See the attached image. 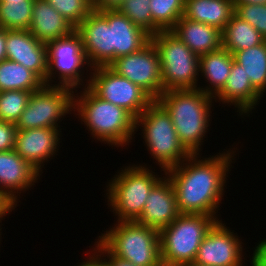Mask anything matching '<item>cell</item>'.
I'll return each instance as SVG.
<instances>
[{
	"mask_svg": "<svg viewBox=\"0 0 266 266\" xmlns=\"http://www.w3.org/2000/svg\"><path fill=\"white\" fill-rule=\"evenodd\" d=\"M234 153L226 150L204 160L197 159L200 154H191L179 165L165 171L173 184L180 213L204 214L219 220L216 213Z\"/></svg>",
	"mask_w": 266,
	"mask_h": 266,
	"instance_id": "cell-1",
	"label": "cell"
},
{
	"mask_svg": "<svg viewBox=\"0 0 266 266\" xmlns=\"http://www.w3.org/2000/svg\"><path fill=\"white\" fill-rule=\"evenodd\" d=\"M213 100L199 89L164 91L156 100L169 114L180 143L190 154L200 153Z\"/></svg>",
	"mask_w": 266,
	"mask_h": 266,
	"instance_id": "cell-2",
	"label": "cell"
},
{
	"mask_svg": "<svg viewBox=\"0 0 266 266\" xmlns=\"http://www.w3.org/2000/svg\"><path fill=\"white\" fill-rule=\"evenodd\" d=\"M79 94H74L73 111L76 110L92 138L122 148L131 142L136 133L135 118L128 111L99 98L88 86Z\"/></svg>",
	"mask_w": 266,
	"mask_h": 266,
	"instance_id": "cell-3",
	"label": "cell"
},
{
	"mask_svg": "<svg viewBox=\"0 0 266 266\" xmlns=\"http://www.w3.org/2000/svg\"><path fill=\"white\" fill-rule=\"evenodd\" d=\"M217 220L204 214L180 213L159 231L162 266H185L194 262L205 235Z\"/></svg>",
	"mask_w": 266,
	"mask_h": 266,
	"instance_id": "cell-4",
	"label": "cell"
},
{
	"mask_svg": "<svg viewBox=\"0 0 266 266\" xmlns=\"http://www.w3.org/2000/svg\"><path fill=\"white\" fill-rule=\"evenodd\" d=\"M115 256L136 266H162L159 231L135 221H121L98 237Z\"/></svg>",
	"mask_w": 266,
	"mask_h": 266,
	"instance_id": "cell-5",
	"label": "cell"
},
{
	"mask_svg": "<svg viewBox=\"0 0 266 266\" xmlns=\"http://www.w3.org/2000/svg\"><path fill=\"white\" fill-rule=\"evenodd\" d=\"M139 126L143 129L144 143L161 171L179 165L191 155L180 143L169 114L156 100L135 119V131Z\"/></svg>",
	"mask_w": 266,
	"mask_h": 266,
	"instance_id": "cell-6",
	"label": "cell"
},
{
	"mask_svg": "<svg viewBox=\"0 0 266 266\" xmlns=\"http://www.w3.org/2000/svg\"><path fill=\"white\" fill-rule=\"evenodd\" d=\"M118 173L106 189L107 202H110L108 205L118 215V222L135 221L142 214L150 191L162 177L140 164L129 165Z\"/></svg>",
	"mask_w": 266,
	"mask_h": 266,
	"instance_id": "cell-7",
	"label": "cell"
},
{
	"mask_svg": "<svg viewBox=\"0 0 266 266\" xmlns=\"http://www.w3.org/2000/svg\"><path fill=\"white\" fill-rule=\"evenodd\" d=\"M150 41L159 55L163 92L198 89L199 56L170 30L160 31Z\"/></svg>",
	"mask_w": 266,
	"mask_h": 266,
	"instance_id": "cell-8",
	"label": "cell"
},
{
	"mask_svg": "<svg viewBox=\"0 0 266 266\" xmlns=\"http://www.w3.org/2000/svg\"><path fill=\"white\" fill-rule=\"evenodd\" d=\"M74 93L76 92L72 88L66 86L48 85L32 92L25 110L15 124L17 130L58 129L60 126L57 122L74 109Z\"/></svg>",
	"mask_w": 266,
	"mask_h": 266,
	"instance_id": "cell-9",
	"label": "cell"
},
{
	"mask_svg": "<svg viewBox=\"0 0 266 266\" xmlns=\"http://www.w3.org/2000/svg\"><path fill=\"white\" fill-rule=\"evenodd\" d=\"M46 45L48 57L46 85L66 86L77 91L76 89L82 85L84 80L81 77L85 73L83 72L84 64L90 67L80 34L74 30L69 35L54 39ZM54 74L59 80L58 84H51L57 83L52 80V78L56 79Z\"/></svg>",
	"mask_w": 266,
	"mask_h": 266,
	"instance_id": "cell-10",
	"label": "cell"
},
{
	"mask_svg": "<svg viewBox=\"0 0 266 266\" xmlns=\"http://www.w3.org/2000/svg\"><path fill=\"white\" fill-rule=\"evenodd\" d=\"M89 87L99 98L123 107L135 119L154 101L143 89L118 75L109 66L90 69Z\"/></svg>",
	"mask_w": 266,
	"mask_h": 266,
	"instance_id": "cell-11",
	"label": "cell"
},
{
	"mask_svg": "<svg viewBox=\"0 0 266 266\" xmlns=\"http://www.w3.org/2000/svg\"><path fill=\"white\" fill-rule=\"evenodd\" d=\"M109 67L143 89L153 100L163 92L161 64L153 43L141 50L115 59Z\"/></svg>",
	"mask_w": 266,
	"mask_h": 266,
	"instance_id": "cell-12",
	"label": "cell"
},
{
	"mask_svg": "<svg viewBox=\"0 0 266 266\" xmlns=\"http://www.w3.org/2000/svg\"><path fill=\"white\" fill-rule=\"evenodd\" d=\"M222 220L216 221L205 235L194 263L204 266H242V241Z\"/></svg>",
	"mask_w": 266,
	"mask_h": 266,
	"instance_id": "cell-13",
	"label": "cell"
},
{
	"mask_svg": "<svg viewBox=\"0 0 266 266\" xmlns=\"http://www.w3.org/2000/svg\"><path fill=\"white\" fill-rule=\"evenodd\" d=\"M54 128L17 130L14 150L42 173L44 162L52 159L59 149L60 131ZM58 147V148H57ZM43 164V165H42Z\"/></svg>",
	"mask_w": 266,
	"mask_h": 266,
	"instance_id": "cell-14",
	"label": "cell"
},
{
	"mask_svg": "<svg viewBox=\"0 0 266 266\" xmlns=\"http://www.w3.org/2000/svg\"><path fill=\"white\" fill-rule=\"evenodd\" d=\"M7 59L35 72L46 85L47 45L36 39L29 30H7Z\"/></svg>",
	"mask_w": 266,
	"mask_h": 266,
	"instance_id": "cell-15",
	"label": "cell"
},
{
	"mask_svg": "<svg viewBox=\"0 0 266 266\" xmlns=\"http://www.w3.org/2000/svg\"><path fill=\"white\" fill-rule=\"evenodd\" d=\"M163 178L150 191L142 214L136 220L158 231L169 226L180 214L173 184L167 176Z\"/></svg>",
	"mask_w": 266,
	"mask_h": 266,
	"instance_id": "cell-16",
	"label": "cell"
},
{
	"mask_svg": "<svg viewBox=\"0 0 266 266\" xmlns=\"http://www.w3.org/2000/svg\"><path fill=\"white\" fill-rule=\"evenodd\" d=\"M150 37L118 9L108 10L109 65L119 57L141 50Z\"/></svg>",
	"mask_w": 266,
	"mask_h": 266,
	"instance_id": "cell-17",
	"label": "cell"
},
{
	"mask_svg": "<svg viewBox=\"0 0 266 266\" xmlns=\"http://www.w3.org/2000/svg\"><path fill=\"white\" fill-rule=\"evenodd\" d=\"M40 175L14 149L0 152V191L15 205L19 200L18 194L35 185Z\"/></svg>",
	"mask_w": 266,
	"mask_h": 266,
	"instance_id": "cell-18",
	"label": "cell"
},
{
	"mask_svg": "<svg viewBox=\"0 0 266 266\" xmlns=\"http://www.w3.org/2000/svg\"><path fill=\"white\" fill-rule=\"evenodd\" d=\"M75 30L82 38L90 68L109 66L108 10H93Z\"/></svg>",
	"mask_w": 266,
	"mask_h": 266,
	"instance_id": "cell-19",
	"label": "cell"
},
{
	"mask_svg": "<svg viewBox=\"0 0 266 266\" xmlns=\"http://www.w3.org/2000/svg\"><path fill=\"white\" fill-rule=\"evenodd\" d=\"M263 97L251 84L243 71V67L233 61L231 72L224 88L214 96L223 104H232L238 108L240 116L248 115Z\"/></svg>",
	"mask_w": 266,
	"mask_h": 266,
	"instance_id": "cell-20",
	"label": "cell"
},
{
	"mask_svg": "<svg viewBox=\"0 0 266 266\" xmlns=\"http://www.w3.org/2000/svg\"><path fill=\"white\" fill-rule=\"evenodd\" d=\"M75 30V27L64 18L47 0H34L32 21L29 31L40 42H48L65 37Z\"/></svg>",
	"mask_w": 266,
	"mask_h": 266,
	"instance_id": "cell-21",
	"label": "cell"
},
{
	"mask_svg": "<svg viewBox=\"0 0 266 266\" xmlns=\"http://www.w3.org/2000/svg\"><path fill=\"white\" fill-rule=\"evenodd\" d=\"M195 54L201 56L222 47V31L182 16L170 30Z\"/></svg>",
	"mask_w": 266,
	"mask_h": 266,
	"instance_id": "cell-22",
	"label": "cell"
},
{
	"mask_svg": "<svg viewBox=\"0 0 266 266\" xmlns=\"http://www.w3.org/2000/svg\"><path fill=\"white\" fill-rule=\"evenodd\" d=\"M233 61V54L223 47L199 56V73L209 85L204 88L199 86L198 89L213 97L216 96L227 83Z\"/></svg>",
	"mask_w": 266,
	"mask_h": 266,
	"instance_id": "cell-23",
	"label": "cell"
},
{
	"mask_svg": "<svg viewBox=\"0 0 266 266\" xmlns=\"http://www.w3.org/2000/svg\"><path fill=\"white\" fill-rule=\"evenodd\" d=\"M234 11V0H185L183 16L223 31Z\"/></svg>",
	"mask_w": 266,
	"mask_h": 266,
	"instance_id": "cell-24",
	"label": "cell"
},
{
	"mask_svg": "<svg viewBox=\"0 0 266 266\" xmlns=\"http://www.w3.org/2000/svg\"><path fill=\"white\" fill-rule=\"evenodd\" d=\"M266 39L248 22L235 13L222 31V47L234 54L262 44Z\"/></svg>",
	"mask_w": 266,
	"mask_h": 266,
	"instance_id": "cell-25",
	"label": "cell"
},
{
	"mask_svg": "<svg viewBox=\"0 0 266 266\" xmlns=\"http://www.w3.org/2000/svg\"><path fill=\"white\" fill-rule=\"evenodd\" d=\"M44 81L32 70L11 60L0 62V92L22 90L35 92L44 86Z\"/></svg>",
	"mask_w": 266,
	"mask_h": 266,
	"instance_id": "cell-26",
	"label": "cell"
},
{
	"mask_svg": "<svg viewBox=\"0 0 266 266\" xmlns=\"http://www.w3.org/2000/svg\"><path fill=\"white\" fill-rule=\"evenodd\" d=\"M233 57L243 67L252 86L263 96L266 91V40L255 47L235 52Z\"/></svg>",
	"mask_w": 266,
	"mask_h": 266,
	"instance_id": "cell-27",
	"label": "cell"
},
{
	"mask_svg": "<svg viewBox=\"0 0 266 266\" xmlns=\"http://www.w3.org/2000/svg\"><path fill=\"white\" fill-rule=\"evenodd\" d=\"M153 35L169 31L184 15L185 0H150Z\"/></svg>",
	"mask_w": 266,
	"mask_h": 266,
	"instance_id": "cell-28",
	"label": "cell"
},
{
	"mask_svg": "<svg viewBox=\"0 0 266 266\" xmlns=\"http://www.w3.org/2000/svg\"><path fill=\"white\" fill-rule=\"evenodd\" d=\"M34 0L20 3L0 2V27L7 30H29Z\"/></svg>",
	"mask_w": 266,
	"mask_h": 266,
	"instance_id": "cell-29",
	"label": "cell"
},
{
	"mask_svg": "<svg viewBox=\"0 0 266 266\" xmlns=\"http://www.w3.org/2000/svg\"><path fill=\"white\" fill-rule=\"evenodd\" d=\"M31 94L30 91L22 90L0 92V120L16 124Z\"/></svg>",
	"mask_w": 266,
	"mask_h": 266,
	"instance_id": "cell-30",
	"label": "cell"
},
{
	"mask_svg": "<svg viewBox=\"0 0 266 266\" xmlns=\"http://www.w3.org/2000/svg\"><path fill=\"white\" fill-rule=\"evenodd\" d=\"M150 0H124L118 10L136 26L153 36Z\"/></svg>",
	"mask_w": 266,
	"mask_h": 266,
	"instance_id": "cell-31",
	"label": "cell"
},
{
	"mask_svg": "<svg viewBox=\"0 0 266 266\" xmlns=\"http://www.w3.org/2000/svg\"><path fill=\"white\" fill-rule=\"evenodd\" d=\"M75 28L94 10L93 0H47Z\"/></svg>",
	"mask_w": 266,
	"mask_h": 266,
	"instance_id": "cell-32",
	"label": "cell"
},
{
	"mask_svg": "<svg viewBox=\"0 0 266 266\" xmlns=\"http://www.w3.org/2000/svg\"><path fill=\"white\" fill-rule=\"evenodd\" d=\"M234 13L266 39V4L234 3Z\"/></svg>",
	"mask_w": 266,
	"mask_h": 266,
	"instance_id": "cell-33",
	"label": "cell"
},
{
	"mask_svg": "<svg viewBox=\"0 0 266 266\" xmlns=\"http://www.w3.org/2000/svg\"><path fill=\"white\" fill-rule=\"evenodd\" d=\"M16 132L15 123L0 120V152L14 149Z\"/></svg>",
	"mask_w": 266,
	"mask_h": 266,
	"instance_id": "cell-34",
	"label": "cell"
},
{
	"mask_svg": "<svg viewBox=\"0 0 266 266\" xmlns=\"http://www.w3.org/2000/svg\"><path fill=\"white\" fill-rule=\"evenodd\" d=\"M93 251L106 263L107 266H136L128 260L113 255L99 240L95 242ZM98 251V252H97ZM107 254V255H106ZM102 255V256H101ZM103 257H107L103 258Z\"/></svg>",
	"mask_w": 266,
	"mask_h": 266,
	"instance_id": "cell-35",
	"label": "cell"
},
{
	"mask_svg": "<svg viewBox=\"0 0 266 266\" xmlns=\"http://www.w3.org/2000/svg\"><path fill=\"white\" fill-rule=\"evenodd\" d=\"M251 264L252 266H266V239L260 241L255 247Z\"/></svg>",
	"mask_w": 266,
	"mask_h": 266,
	"instance_id": "cell-36",
	"label": "cell"
},
{
	"mask_svg": "<svg viewBox=\"0 0 266 266\" xmlns=\"http://www.w3.org/2000/svg\"><path fill=\"white\" fill-rule=\"evenodd\" d=\"M124 0H93V8L96 11L116 10Z\"/></svg>",
	"mask_w": 266,
	"mask_h": 266,
	"instance_id": "cell-37",
	"label": "cell"
},
{
	"mask_svg": "<svg viewBox=\"0 0 266 266\" xmlns=\"http://www.w3.org/2000/svg\"><path fill=\"white\" fill-rule=\"evenodd\" d=\"M16 205L0 191V223L4 216L12 212Z\"/></svg>",
	"mask_w": 266,
	"mask_h": 266,
	"instance_id": "cell-38",
	"label": "cell"
},
{
	"mask_svg": "<svg viewBox=\"0 0 266 266\" xmlns=\"http://www.w3.org/2000/svg\"><path fill=\"white\" fill-rule=\"evenodd\" d=\"M6 39L7 29L0 27V62L7 59Z\"/></svg>",
	"mask_w": 266,
	"mask_h": 266,
	"instance_id": "cell-39",
	"label": "cell"
},
{
	"mask_svg": "<svg viewBox=\"0 0 266 266\" xmlns=\"http://www.w3.org/2000/svg\"><path fill=\"white\" fill-rule=\"evenodd\" d=\"M77 266H107L106 263L94 252L86 261Z\"/></svg>",
	"mask_w": 266,
	"mask_h": 266,
	"instance_id": "cell-40",
	"label": "cell"
},
{
	"mask_svg": "<svg viewBox=\"0 0 266 266\" xmlns=\"http://www.w3.org/2000/svg\"><path fill=\"white\" fill-rule=\"evenodd\" d=\"M234 3L266 4V0H234Z\"/></svg>",
	"mask_w": 266,
	"mask_h": 266,
	"instance_id": "cell-41",
	"label": "cell"
},
{
	"mask_svg": "<svg viewBox=\"0 0 266 266\" xmlns=\"http://www.w3.org/2000/svg\"><path fill=\"white\" fill-rule=\"evenodd\" d=\"M22 1H24V0H0V2H5V3H20V2H22Z\"/></svg>",
	"mask_w": 266,
	"mask_h": 266,
	"instance_id": "cell-42",
	"label": "cell"
},
{
	"mask_svg": "<svg viewBox=\"0 0 266 266\" xmlns=\"http://www.w3.org/2000/svg\"><path fill=\"white\" fill-rule=\"evenodd\" d=\"M185 266H204V265H200V264H197V263L193 262V263L185 265Z\"/></svg>",
	"mask_w": 266,
	"mask_h": 266,
	"instance_id": "cell-43",
	"label": "cell"
}]
</instances>
